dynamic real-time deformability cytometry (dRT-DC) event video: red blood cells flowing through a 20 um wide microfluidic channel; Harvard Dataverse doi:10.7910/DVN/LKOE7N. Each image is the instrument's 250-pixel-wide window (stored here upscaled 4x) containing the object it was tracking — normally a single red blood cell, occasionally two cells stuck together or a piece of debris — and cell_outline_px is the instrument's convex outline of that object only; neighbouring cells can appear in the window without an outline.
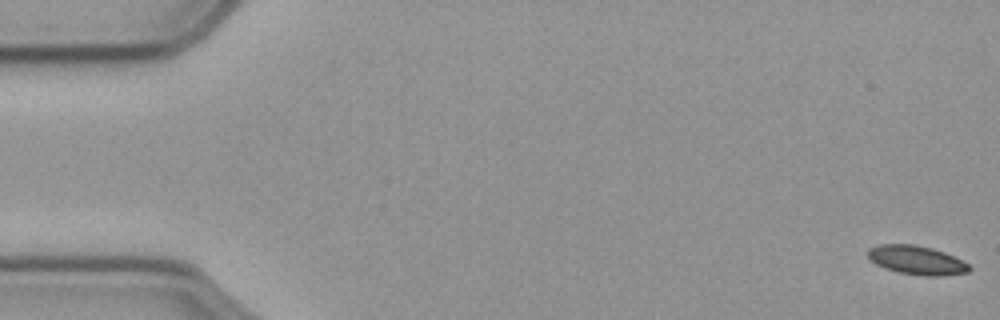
{"species": "common noctule bat (a hibernating species)", "species_latin": "Nyctalus noctula", "temperature_condition": "cold", "stored_images_in_passage": 58, "camera_frame_rate_fps": 3000, "um_per_image_px": 0.085, "animal": {"sex": "male", "body_mass_g": 23.1, "forearm_length_mm": 52.7}, "frame": {"image": 1, "passage_image": 1, "time_ms": 0.0, "image_size_px": [1000, 320], "cell_outline_px": [[972, 268], [968, 272], [940, 276], [924, 276], [900, 272], [876, 264], [868, 256], [868, 248], [876, 244], [916, 244], [932, 248], [944, 252], [968, 264]], "centroid_in_image_um": [77.91, 22.1], "position_along_channel_um": 7.1, "area_um2": 16.88}}
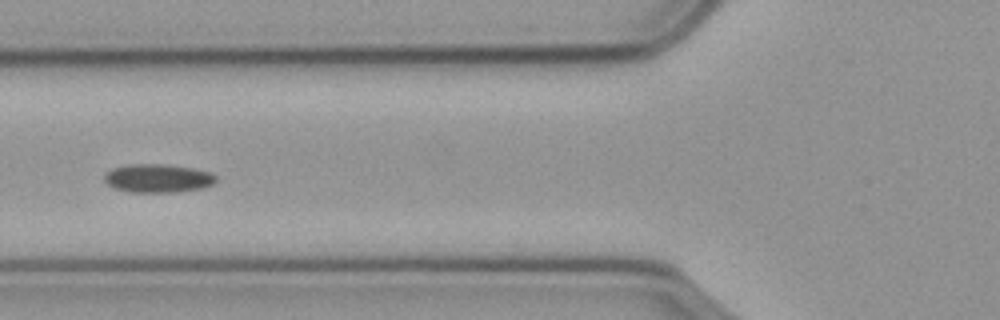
{"frame": {"image": 2, "passage_image": 22, "time_ms": 7.0, "image_size_px": [1000, 320], "cell_outline_px": [[216, 180], [212, 184], [200, 188], [176, 192], [132, 192], [116, 188], [108, 184], [104, 180], [104, 176], [112, 168], [132, 164], [164, 164], [192, 168], [212, 172], [216, 176]], "centroid_in_image_um": [13.44, 15.15], "position_along_channel_um": 112.4, "area_um2": 18.32}}
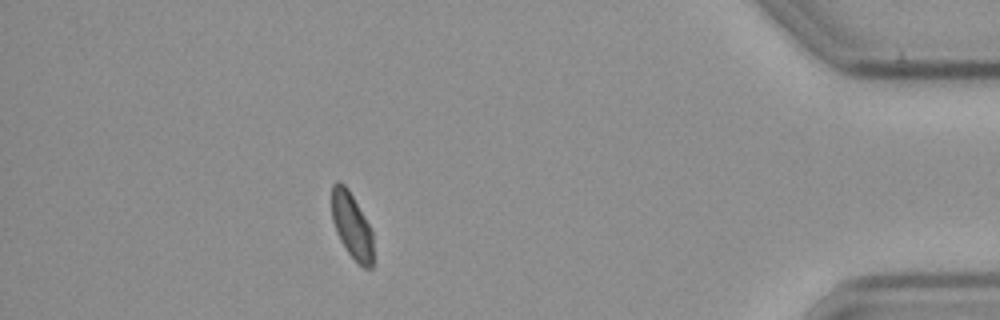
{"frame": {"image": 3, "passage_image": 51, "time_ms": 16.667, "image_size_px": [1000, 320], "cell_outline_px": [[372, 268], [364, 268], [348, 252], [340, 240], [336, 232], [332, 220], [332, 184], [336, 180], [340, 180], [348, 188], [368, 224], [372, 232]], "centroid_in_image_um": [29.87, 19.13], "position_along_channel_um": 405.3, "area_um2": 15.66}, "authors_computed_cell_mechanics": {"area_um2": 17.5712, "velocity_mm_per_s": 3.5799, "shape_relaxation_time_tau1_ms": null, "shape_relaxation_time_tau2_ms": 6.9014, "deformation_change_tau1": null, "deformation_change_tau2": 0.0898}}